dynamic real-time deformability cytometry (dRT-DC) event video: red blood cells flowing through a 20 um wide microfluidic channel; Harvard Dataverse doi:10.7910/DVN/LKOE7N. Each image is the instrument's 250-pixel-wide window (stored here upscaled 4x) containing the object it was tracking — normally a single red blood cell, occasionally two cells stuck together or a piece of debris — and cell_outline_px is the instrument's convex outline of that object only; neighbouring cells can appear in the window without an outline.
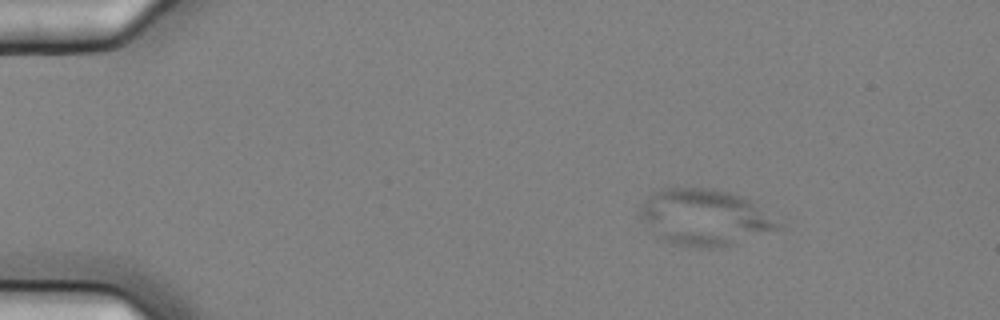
{"species": "common noctule bat (a hibernating species)", "species_latin": "Nyctalus noctula", "temperature_condition": "cold", "stored_images_in_passage": 4, "camera_frame_rate_fps": 3000, "um_per_image_px": 0.085, "animal": {"sex": "female", "body_mass_g": 25.1}, "frame": {"image": 1, "passage_image": 2, "time_ms": 0.333, "image_size_px": [1000, 320], "cell_outline_px": [[784, 228], [728, 244], [708, 248], [704, 248], [672, 244], [660, 240], [636, 212], [640, 204], [648, 196], [660, 188], [712, 188], [728, 192], [740, 196], [748, 200], [780, 224]], "centroid_in_image_um": [59.79, 18.46], "position_along_channel_um": 25.2, "area_um2": 44.62}}
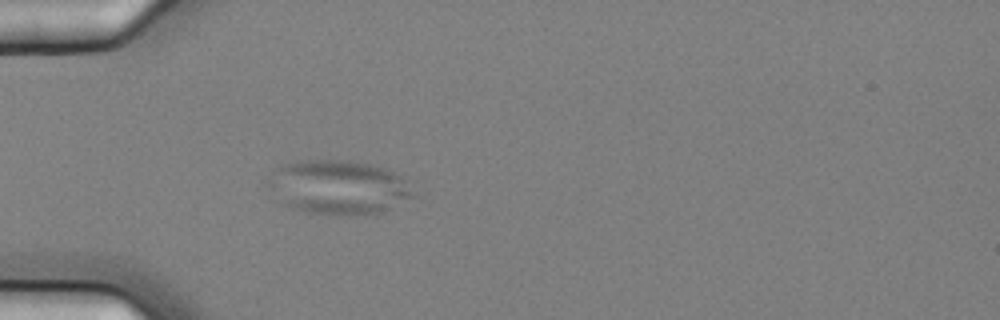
{"frame": {"image": 2, "passage_image": 4, "time_ms": 1.0, "image_size_px": [1000, 320], "cell_outline_px": [[420, 196], [376, 216], [336, 216], [308, 212], [292, 208], [284, 204], [276, 172], [276, 168], [284, 164], [300, 160], [348, 160], [388, 168], [400, 176]], "centroid_in_image_um": [29.07, 15.96], "position_along_channel_um": 55.9, "area_um2": 45.26}}